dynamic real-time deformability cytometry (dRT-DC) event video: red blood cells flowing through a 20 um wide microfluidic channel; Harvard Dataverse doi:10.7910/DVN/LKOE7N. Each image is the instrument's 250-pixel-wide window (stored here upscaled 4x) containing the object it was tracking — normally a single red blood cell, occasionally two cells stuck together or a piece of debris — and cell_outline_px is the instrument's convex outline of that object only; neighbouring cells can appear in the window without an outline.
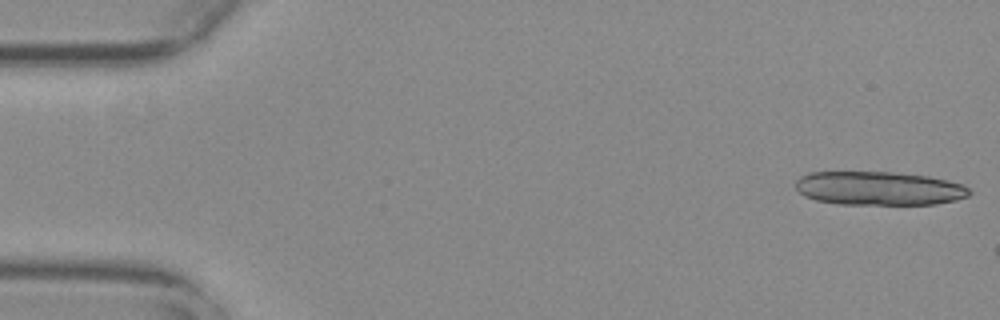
{"species": "common noctule bat (a hibernating species)", "species_latin": "Nyctalus noctula", "temperature_condition": "warm", "stored_images_in_passage": 8, "camera_frame_rate_fps": 3000, "um_per_image_px": 0.085, "animal": {"sex": "female", "body_mass_g": 29.2, "forearm_length_mm": 56.3}, "frame": {"image": 1, "passage_image": 1, "time_ms": 0.0, "image_size_px": [1000, 320], "cell_outline_px": [[972, 192], [968, 196], [956, 200], [936, 204], [840, 204], [816, 200], [804, 196], [796, 188], [796, 180], [800, 176], [808, 172], [892, 172], [928, 176], [948, 180], [960, 184], [968, 188]], "centroid_in_image_um": [74.7, 16.01], "position_along_channel_um": 10.3, "area_um2": 34.16}}